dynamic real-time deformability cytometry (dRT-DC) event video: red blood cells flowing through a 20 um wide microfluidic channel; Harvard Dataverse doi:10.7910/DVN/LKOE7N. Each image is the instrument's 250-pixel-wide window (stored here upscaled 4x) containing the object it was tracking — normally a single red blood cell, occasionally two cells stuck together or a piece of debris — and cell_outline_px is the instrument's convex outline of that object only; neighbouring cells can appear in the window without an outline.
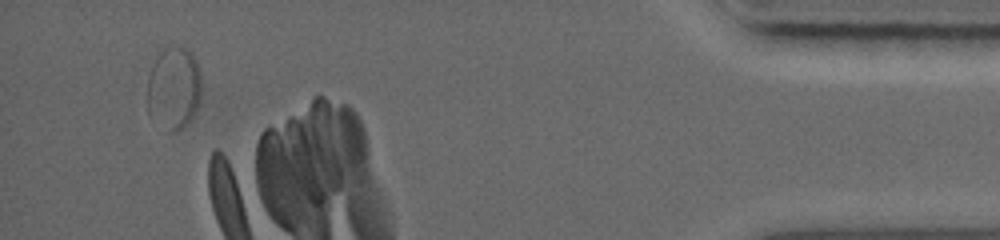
{"species": "common noctule bat (a hibernating species)", "species_latin": "Nyctalus noctula", "temperature_condition": "warm", "stored_images_in_passage": 20, "camera_frame_rate_fps": 5000, "um_per_image_px": 0.085, "animal": {"sex": "female", "body_mass_g": 19.0, "forearm_length_mm": 56.7}, "frame": {"image": 1, "passage_image": 17, "time_ms": 8.6, "image_size_px": [1000, 240], "cell_outline_px": [[200, 96], [196, 108], [192, 116], [180, 128], [172, 128], [148, 112], [148, 80], [152, 64], [156, 52], [164, 48], [184, 48], [192, 52], [200, 68]], "centroid_in_image_um": [14.78, 7.34], "position_along_channel_um": 420.4, "area_um2": 25.03}}